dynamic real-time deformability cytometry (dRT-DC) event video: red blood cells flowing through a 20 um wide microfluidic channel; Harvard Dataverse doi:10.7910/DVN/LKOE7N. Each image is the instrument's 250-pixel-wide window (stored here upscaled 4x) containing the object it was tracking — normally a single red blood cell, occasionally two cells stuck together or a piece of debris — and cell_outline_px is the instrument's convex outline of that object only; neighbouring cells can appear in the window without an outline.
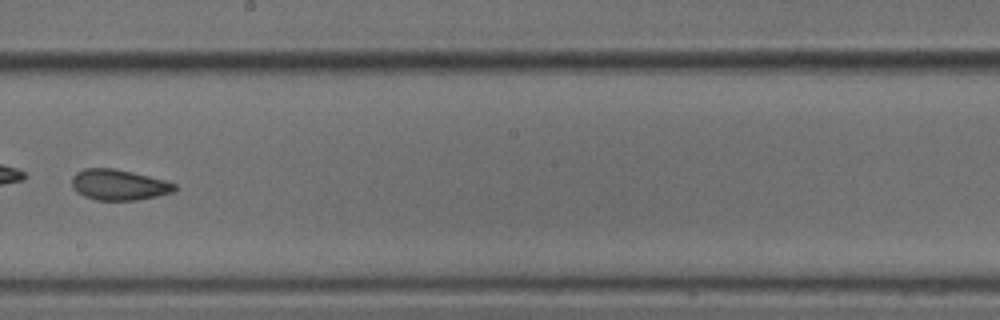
{"species": "common noctule bat (a hibernating species)", "species_latin": "Nyctalus noctula", "temperature_condition": "cold", "stored_images_in_passage": 10, "camera_frame_rate_fps": 3000, "um_per_image_px": 0.085, "animal": {"sex": "male", "body_mass_g": 18.8}, "frame": {"image": 1, "passage_image": 9, "time_ms": 2.667, "image_size_px": [1000, 320], "cell_outline_px": [[180, 188], [172, 192], [156, 196], [136, 200], [96, 200], [84, 196], [76, 192], [72, 188], [72, 176], [76, 172], [84, 168], [112, 168], [132, 172], [164, 180], [176, 184]], "centroid_in_image_um": [10.08, 15.71], "position_along_channel_um": 238.1, "area_um2": 18.44}}
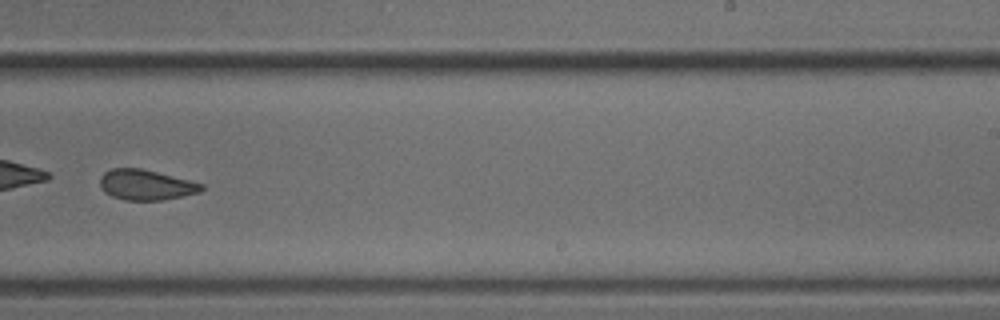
{"frame": {"image": 2, "passage_image": 10, "time_ms": 3.0, "image_size_px": [1000, 320], "cell_outline_px": [[204, 188], [200, 192], [184, 196], [160, 200], [124, 200], [112, 196], [104, 192], [100, 188], [100, 176], [104, 172], [112, 168], [140, 168], [204, 184]], "centroid_in_image_um": [12.38, 15.72], "position_along_channel_um": 276.6, "area_um2": 17.92}}